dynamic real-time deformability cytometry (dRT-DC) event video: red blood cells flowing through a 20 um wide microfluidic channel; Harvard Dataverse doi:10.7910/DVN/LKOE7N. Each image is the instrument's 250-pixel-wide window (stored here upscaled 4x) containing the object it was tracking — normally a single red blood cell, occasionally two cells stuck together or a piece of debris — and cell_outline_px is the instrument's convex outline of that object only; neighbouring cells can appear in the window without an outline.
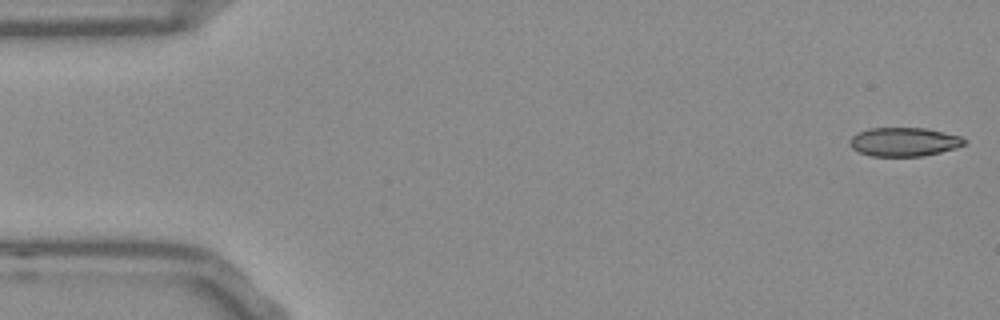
{"species": "Egyptian fruit bat (a non-hibernating species)", "species_latin": "Rousettus aegyptiacus", "temperature_condition": "room temperature", "stored_images_in_passage": 52, "camera_frame_rate_fps": 3000, "um_per_image_px": 0.085, "frame": {"image": 1, "passage_image": 1, "time_ms": 0.0, "image_size_px": [1000, 320], "cell_outline_px": [[968, 144], [956, 148], [924, 156], [872, 156], [860, 152], [852, 148], [848, 144], [848, 140], [856, 132], [868, 128], [928, 128], [960, 136], [968, 140]], "centroid_in_image_um": [76.85, 12.05], "position_along_channel_um": 8.1, "area_um2": 19.54}}
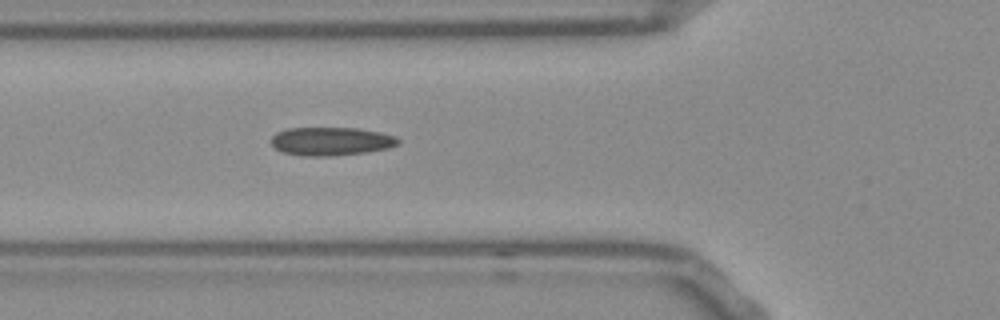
{"frame": {"image": 2, "passage_image": 18, "time_ms": 5.667, "image_size_px": [1000, 320], "cell_outline_px": [[400, 144], [388, 148], [368, 152], [328, 156], [304, 156], [284, 152], [276, 148], [272, 144], [272, 136], [276, 132], [288, 128], [356, 128], [380, 132], [396, 136], [400, 140]], "centroid_in_image_um": [28.18, 12.01], "position_along_channel_um": 97.6, "area_um2": 20.98}}
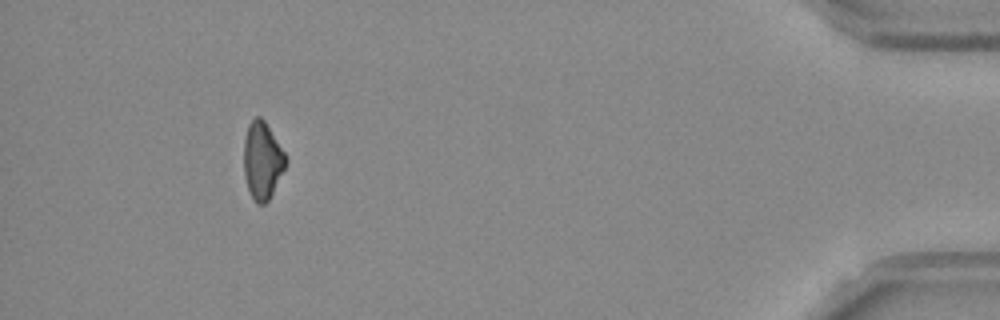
{"frame": {"image": 3, "passage_image": 48, "time_ms": 15.667, "image_size_px": [1000, 320], "cell_outline_px": [[288, 160], [268, 200], [264, 204], [256, 204], [248, 188], [244, 176], [244, 140], [248, 124], [256, 116], [260, 116], [264, 120], [288, 156]], "centroid_in_image_um": [22.3, 13.61], "position_along_channel_um": 412.9, "area_um2": 18.79}, "authors_computed_cell_mechanics": {"area_um2": 20.1144, "velocity_mm_per_s": 3.835, "shape_relaxation_time_tau1_ms": null, "shape_relaxation_time_tau2_ms": 9.1758, "deformation_change_tau1": null, "deformation_change_tau2": 0.1853}}